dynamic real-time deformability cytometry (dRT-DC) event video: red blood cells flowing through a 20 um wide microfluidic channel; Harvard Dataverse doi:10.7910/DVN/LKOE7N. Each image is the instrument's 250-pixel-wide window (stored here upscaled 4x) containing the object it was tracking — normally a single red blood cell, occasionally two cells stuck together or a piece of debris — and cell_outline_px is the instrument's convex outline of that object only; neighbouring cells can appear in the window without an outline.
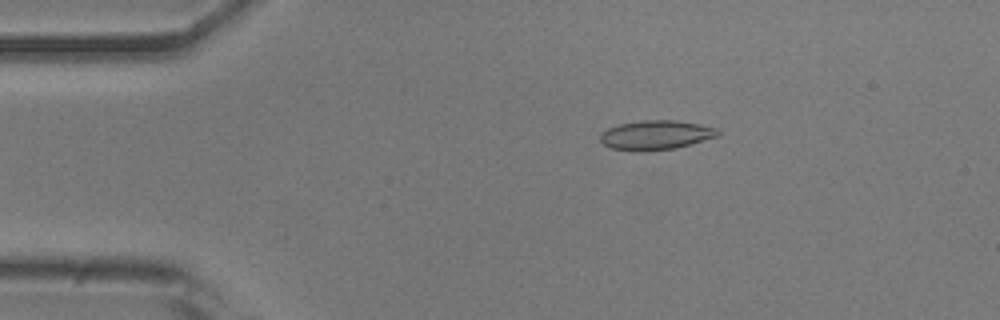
{"species": "common noctule bat (a hibernating species)", "species_latin": "Nyctalus noctula", "temperature_condition": "room temperature", "stored_images_in_passage": 45, "camera_frame_rate_fps": 3000, "um_per_image_px": 0.085, "animal": {"sex": "male", "body_mass_g": 20.5, "forearm_length_mm": 52.5}, "frame": {"image": 1, "passage_image": 3, "time_ms": 0.667, "image_size_px": [1000, 320], "cell_outline_px": [[720, 136], [676, 148], [644, 152], [640, 152], [612, 148], [604, 144], [600, 140], [600, 136], [608, 128], [620, 124], [644, 120], [676, 120], [700, 124], [720, 128]], "centroid_in_image_um": [55.82, 11.48], "position_along_channel_um": 29.2, "area_um2": 20.29}}
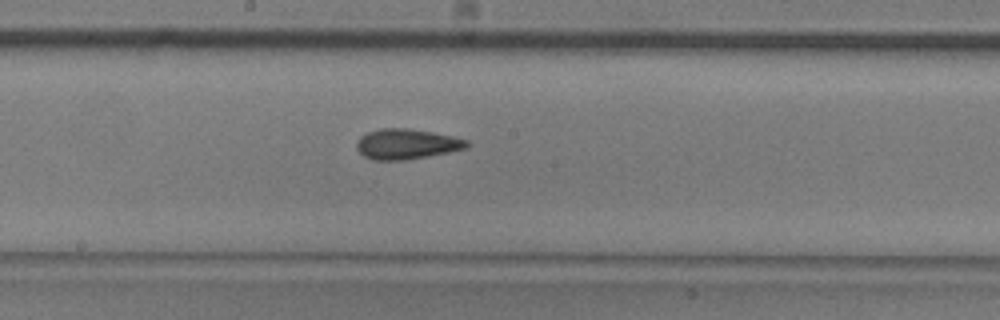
{"frame": {"image": 2, "passage_image": 21, "time_ms": 6.667, "image_size_px": [1000, 320], "cell_outline_px": [[468, 144], [464, 148], [448, 152], [404, 160], [372, 160], [364, 156], [356, 148], [356, 144], [360, 136], [368, 132], [380, 128], [408, 128], [432, 132], [452, 136], [468, 140]], "centroid_in_image_um": [34.51, 12.24], "position_along_channel_um": 213.7, "area_um2": 19.25}}
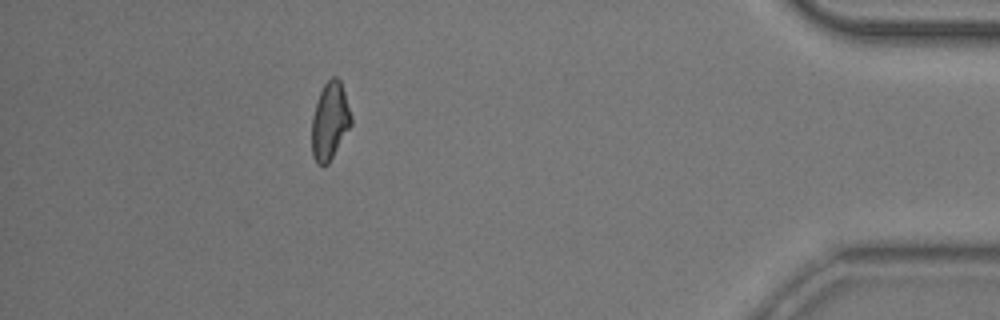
{"frame": {"image": 3, "passage_image": 40, "time_ms": 13.0, "image_size_px": [1000, 320], "cell_outline_px": [[352, 124], [328, 164], [324, 168], [316, 164], [312, 156], [312, 116], [320, 92], [324, 84], [332, 76], [336, 76], [340, 80], [352, 116]], "centroid_in_image_um": [28.03, 10.33], "position_along_channel_um": 407.2, "area_um2": 17.86}, "authors_computed_cell_mechanics": {"area_um2": 18.5538, "velocity_mm_per_s": 3.8946, "shape_relaxation_time_tau1_ms": 6.6359, "shape_relaxation_time_tau2_ms": 3.1289, "deformation_change_tau1": 0.1756, "deformation_change_tau2": 0.0946}}